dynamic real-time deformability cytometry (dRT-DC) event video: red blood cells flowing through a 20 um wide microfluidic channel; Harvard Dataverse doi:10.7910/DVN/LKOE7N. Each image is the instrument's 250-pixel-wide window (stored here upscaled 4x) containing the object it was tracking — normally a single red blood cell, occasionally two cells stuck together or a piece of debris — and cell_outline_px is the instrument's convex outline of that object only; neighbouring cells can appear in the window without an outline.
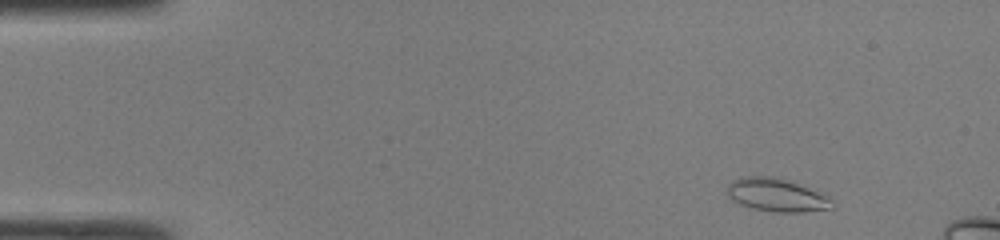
{"species": "common noctule bat (a hibernating species)", "species_latin": "Nyctalus noctula", "temperature_condition": "room temperature", "stored_images_in_passage": 13, "camera_frame_rate_fps": 3000, "um_per_image_px": 0.085, "animal": {"sex": "male", "body_mass_g": 19.0, "forearm_length_mm": 50.8}, "frame": {"image": 1, "passage_image": 3, "time_ms": 0.667, "image_size_px": [1000, 240], "cell_outline_px": [[832, 208], [804, 212], [776, 212], [752, 208], [740, 204], [732, 200], [728, 196], [728, 184], [732, 180], [740, 176], [780, 176], [828, 196], [832, 200]], "centroid_in_image_um": [65.99, 16.56], "position_along_channel_um": 19.0, "area_um2": 20.4}}